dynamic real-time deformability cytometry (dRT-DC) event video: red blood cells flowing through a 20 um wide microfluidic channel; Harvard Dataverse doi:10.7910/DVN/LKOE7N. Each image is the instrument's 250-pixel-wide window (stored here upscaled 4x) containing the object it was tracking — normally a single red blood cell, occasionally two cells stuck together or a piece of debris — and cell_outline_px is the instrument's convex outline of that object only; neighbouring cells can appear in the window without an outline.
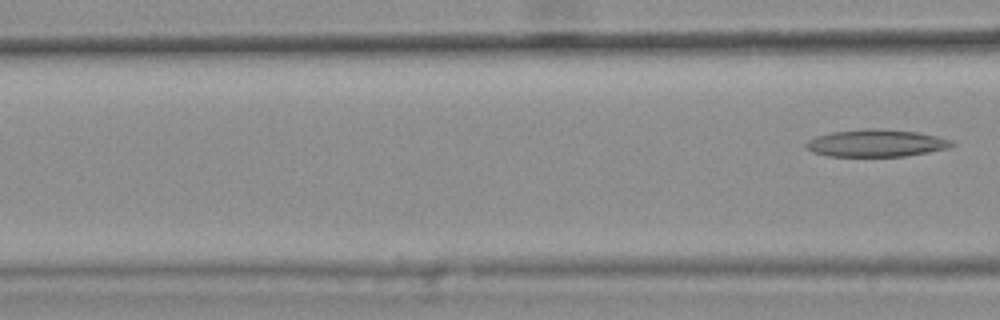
{"species": "common noctule bat (a hibernating species)", "species_latin": "Nyctalus noctula", "temperature_condition": "warm", "stored_images_in_passage": 7, "segment_of_instrument_passage": [2, 2], "camera_frame_rate_fps": 3000, "um_per_image_px": 0.085, "animal": {"sex": "female", "body_mass_g": 25.1}, "frame": {"image": 1, "passage_image": 7, "time_ms": 2.0, "image_size_px": [1000, 320], "cell_outline_px": [[956, 144], [948, 148], [928, 152], [904, 156], [828, 156], [812, 152], [804, 148], [804, 144], [808, 140], [816, 136], [832, 132], [864, 128], [880, 128], [916, 132], [936, 136], [952, 140]], "centroid_in_image_um": [74.44, 12.16], "position_along_channel_um": 92.2, "area_um2": 23.29}}